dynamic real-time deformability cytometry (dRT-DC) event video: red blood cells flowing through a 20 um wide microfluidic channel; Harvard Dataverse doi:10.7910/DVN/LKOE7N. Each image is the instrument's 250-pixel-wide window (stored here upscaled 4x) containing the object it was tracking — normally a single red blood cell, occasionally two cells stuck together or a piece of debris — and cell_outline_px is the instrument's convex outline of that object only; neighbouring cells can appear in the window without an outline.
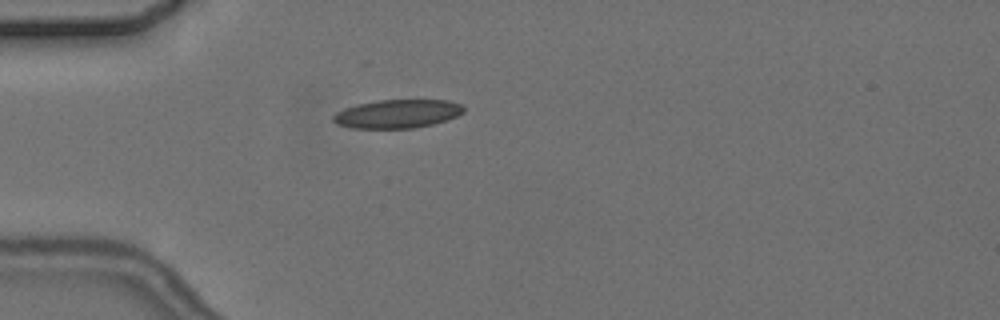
{"species": "common noctule bat (a hibernating species)", "species_latin": "Nyctalus noctula", "temperature_condition": "cold", "stored_images_in_passage": 2, "camera_frame_rate_fps": 3000, "um_per_image_px": 0.085, "animal": {"sex": "female", "body_mass_g": 24.6, "forearm_length_mm": 56.2}, "frame": {"image": 1, "passage_image": 2, "time_ms": 1.0, "image_size_px": [1000, 320], "cell_outline_px": [[464, 112], [448, 120], [416, 128], [352, 128], [336, 124], [332, 120], [332, 116], [336, 112], [344, 108], [356, 104], [376, 100], [448, 100], [460, 104], [464, 108]], "centroid_in_image_um": [33.75, 9.67], "position_along_channel_um": 51.2, "area_um2": 21.85}}